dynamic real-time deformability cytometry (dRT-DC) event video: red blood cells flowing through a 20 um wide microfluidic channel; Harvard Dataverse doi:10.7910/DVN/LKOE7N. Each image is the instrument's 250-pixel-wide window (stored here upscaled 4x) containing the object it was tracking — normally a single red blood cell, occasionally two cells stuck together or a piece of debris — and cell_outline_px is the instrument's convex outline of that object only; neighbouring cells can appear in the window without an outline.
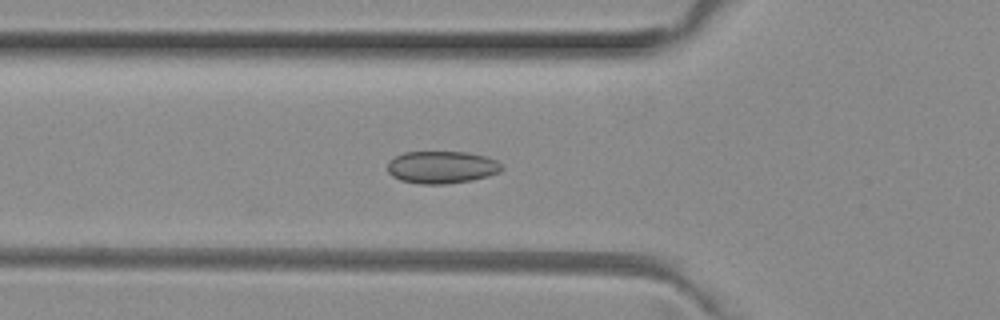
{"species": "common noctule bat (a hibernating species)", "species_latin": "Nyctalus noctula", "temperature_condition": "room temperature", "stored_images_in_passage": 50, "camera_frame_rate_fps": 3000, "um_per_image_px": 0.085, "animal": {"sex": "female", "body_mass_g": 29.2, "forearm_length_mm": 56.3}, "frame": {"image": 1, "passage_image": 17, "time_ms": 5.333, "image_size_px": [1000, 320], "cell_outline_px": [[504, 168], [500, 172], [488, 176], [472, 180], [444, 184], [420, 184], [400, 180], [392, 176], [388, 172], [388, 160], [404, 152], [468, 152], [484, 156], [496, 160]], "centroid_in_image_um": [37.54, 14.21], "position_along_channel_um": 88.3, "area_um2": 21.62}}
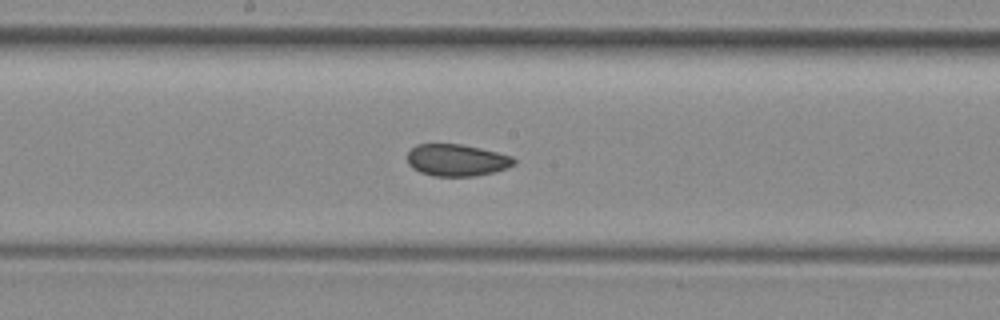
{"frame": {"image": 2, "passage_image": 26, "time_ms": 8.333, "image_size_px": [1000, 320], "cell_outline_px": [[516, 164], [508, 168], [496, 172], [476, 176], [432, 176], [420, 172], [412, 168], [408, 164], [408, 152], [416, 144], [460, 144], [480, 148], [512, 156], [516, 160]], "centroid_in_image_um": [38.84, 13.62], "position_along_channel_um": 209.4, "area_um2": 20.0}}
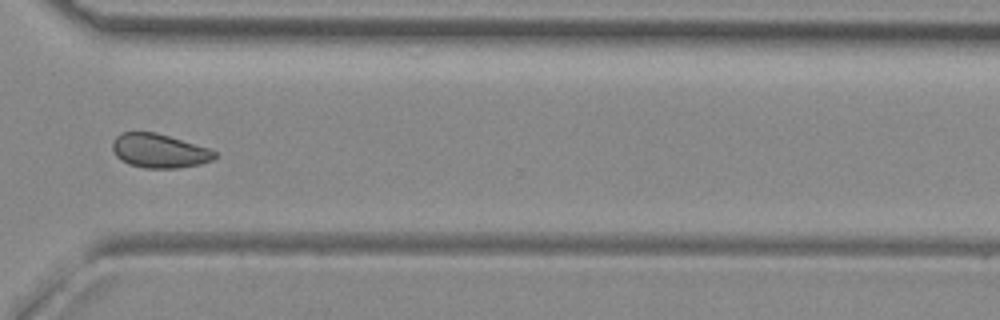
{"frame": {"image": 3, "passage_image": 37, "time_ms": 12.0, "image_size_px": [1000, 320], "cell_outline_px": [[216, 156], [212, 160], [200, 164], [176, 168], [144, 168], [128, 164], [120, 160], [116, 156], [112, 148], [112, 140], [116, 136], [124, 132], [156, 132], [208, 148], [216, 152]], "centroid_in_image_um": [13.5, 12.82], "position_along_channel_um": 357.1, "area_um2": 20.23}, "authors_computed_cell_mechanics": {"area_um2": 20.8369, "velocity_mm_per_s": 4.0305, "shape_relaxation_time_tau1_ms": null, "shape_relaxation_time_tau2_ms": 1.3189, "deformation_change_tau1": null, "deformation_change_tau2": 0.0544}}